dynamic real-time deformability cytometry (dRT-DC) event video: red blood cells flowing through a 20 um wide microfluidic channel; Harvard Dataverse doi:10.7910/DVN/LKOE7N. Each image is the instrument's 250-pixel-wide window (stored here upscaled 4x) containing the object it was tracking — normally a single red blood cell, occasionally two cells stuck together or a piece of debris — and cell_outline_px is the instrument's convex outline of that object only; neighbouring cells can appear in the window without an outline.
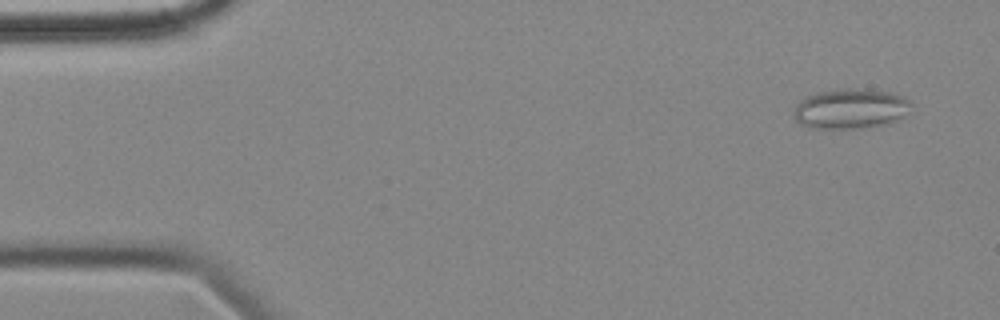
{"species": "common noctule bat (a hibernating species)", "species_latin": "Nyctalus noctula", "temperature_condition": "cold", "stored_images_in_passage": 55, "camera_frame_rate_fps": 3000, "um_per_image_px": 0.085, "animal": {"sex": "female", "body_mass_g": 18.4}, "frame": {"image": 1, "passage_image": 3, "time_ms": 0.667, "image_size_px": [1000, 320], "cell_outline_px": [[912, 112], [892, 124], [864, 128], [816, 128], [804, 124], [796, 120], [792, 112], [800, 100], [804, 96], [816, 92], [844, 88], [864, 88], [892, 92], [904, 96], [912, 104]], "centroid_in_image_um": [72.39, 9.23], "position_along_channel_um": 12.6, "area_um2": 28.09}}
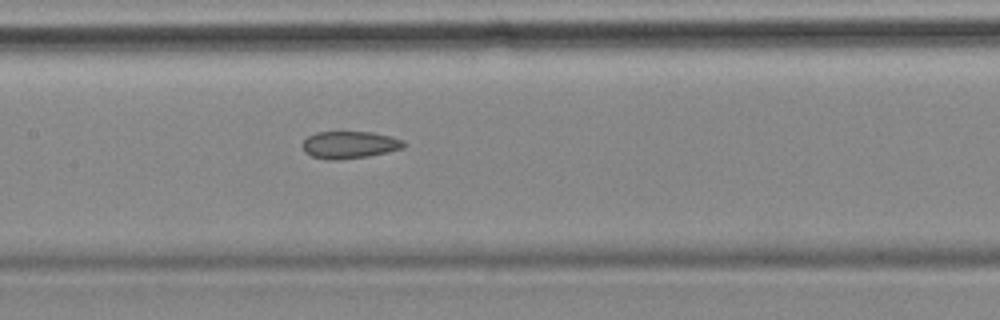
{"frame": {"image": 2, "passage_image": 26, "time_ms": 8.333, "image_size_px": [1000, 320], "cell_outline_px": [[408, 144], [404, 148], [368, 156], [336, 160], [328, 160], [312, 156], [304, 152], [304, 140], [308, 136], [316, 132], [372, 132], [392, 136], [404, 140]], "centroid_in_image_um": [29.76, 12.3], "position_along_channel_um": 177.6, "area_um2": 16.13}}
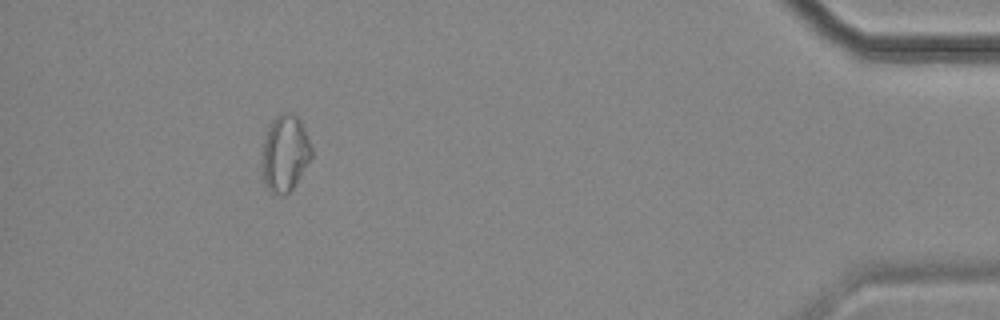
{"frame": {"image": 3, "passage_image": 51, "time_ms": 16.667, "image_size_px": [1000, 320], "cell_outline_px": [[312, 156], [296, 184], [288, 192], [272, 192], [264, 184], [260, 156], [264, 136], [272, 120], [276, 116], [284, 112], [288, 112], [296, 116], [300, 120], [304, 128], [312, 148]], "centroid_in_image_um": [24.19, 12.99], "position_along_channel_um": 411.0, "area_um2": 22.08}}